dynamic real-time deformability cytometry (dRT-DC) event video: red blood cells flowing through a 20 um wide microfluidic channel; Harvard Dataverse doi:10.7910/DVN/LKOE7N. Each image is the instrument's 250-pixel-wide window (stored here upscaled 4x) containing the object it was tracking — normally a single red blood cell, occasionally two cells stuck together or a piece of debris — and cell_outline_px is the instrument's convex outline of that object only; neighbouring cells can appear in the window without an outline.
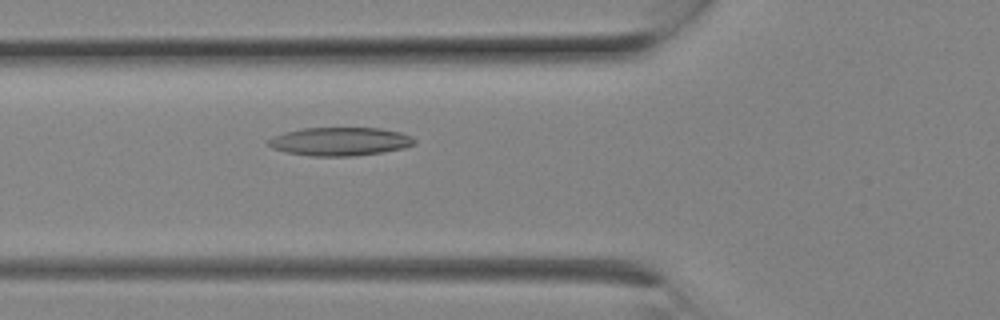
{"species": "Egyptian fruit bat (a non-hibernating species)", "species_latin": "Rousettus aegyptiacus", "temperature_condition": "room temperature", "stored_images_in_passage": 3, "camera_frame_rate_fps": 3000, "um_per_image_px": 0.085, "animal": {"sex": "female"}, "frame": {"image": 1, "passage_image": 3, "time_ms": 0.667, "image_size_px": [1000, 320], "cell_outline_px": [[416, 144], [404, 148], [380, 152], [352, 156], [308, 156], [284, 152], [272, 148], [268, 144], [268, 140], [272, 136], [284, 132], [300, 128], [380, 128], [400, 132], [412, 136], [416, 140]], "centroid_in_image_um": [28.88, 12.02], "position_along_channel_um": 96.9, "area_um2": 24.33}}